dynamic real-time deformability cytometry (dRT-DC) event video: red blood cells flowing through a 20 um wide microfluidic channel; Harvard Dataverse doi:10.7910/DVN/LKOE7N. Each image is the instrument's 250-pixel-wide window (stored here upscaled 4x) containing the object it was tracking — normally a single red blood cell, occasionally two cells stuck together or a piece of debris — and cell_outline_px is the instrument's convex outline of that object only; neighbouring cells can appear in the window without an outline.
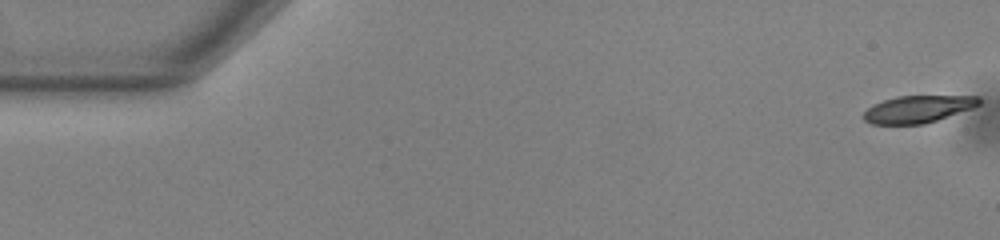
{"species": "common noctule bat (a hibernating species)", "species_latin": "Nyctalus noctula", "temperature_condition": "warm", "stored_images_in_passage": 54, "camera_frame_rate_fps": 3000, "um_per_image_px": 0.085, "animal": {"sex": "male", "body_mass_g": 13.0, "forearm_length_mm": 53.1}, "frame": {"image": 1, "passage_image": 1, "time_ms": 0.0, "image_size_px": [1000, 240], "cell_outline_px": [[980, 104], [972, 108], [924, 124], [872, 124], [864, 120], [864, 112], [872, 104], [896, 96], [980, 96]], "centroid_in_image_um": [78.01, 9.27], "position_along_channel_um": 7.0, "area_um2": 18.15}}
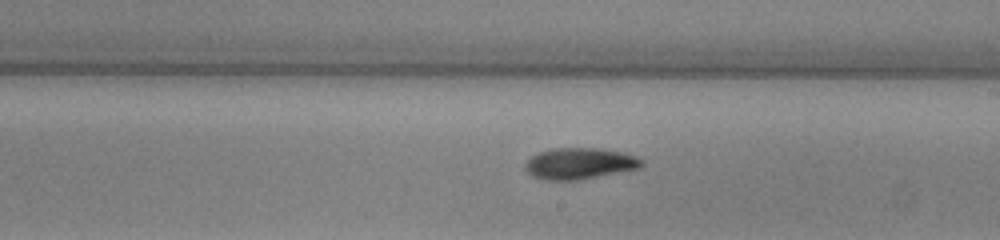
{"frame": {"image": 2, "passage_image": 31, "time_ms": 10.0, "image_size_px": [1000, 240], "cell_outline_px": [[644, 164], [640, 168], [580, 180], [544, 180], [532, 176], [524, 168], [524, 164], [532, 156], [540, 152], [552, 148], [596, 148], [620, 152], [636, 156], [644, 160]], "centroid_in_image_um": [49.27, 13.91], "position_along_channel_um": 239.7, "area_um2": 21.27}}
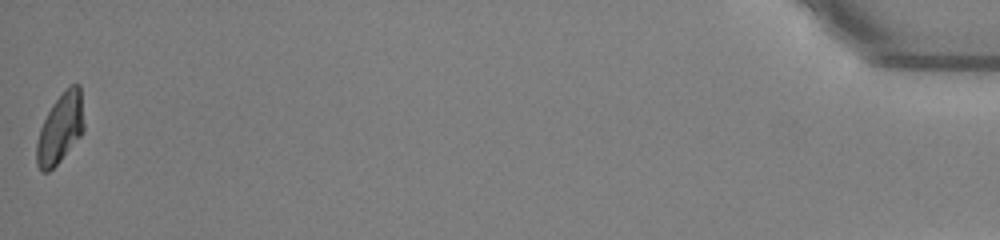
{"frame": {"image": 3, "passage_image": 54, "time_ms": 17.667, "image_size_px": [1000, 240], "cell_outline_px": [[84, 132], [60, 160], [48, 172], [44, 172], [36, 164], [36, 144], [40, 128], [52, 104], [72, 84], [80, 84], [84, 124]], "centroid_in_image_um": [5.13, 10.92], "position_along_channel_um": 430.1, "area_um2": 18.96}, "authors_computed_cell_mechanics": {"area_um2": 20.3456, "velocity_mm_per_s": 3.8173, "shape_relaxation_time_tau1_ms": 4.1587, "shape_relaxation_time_tau2_ms": null, "deformation_change_tau1": 0.1551, "deformation_change_tau2": null}}